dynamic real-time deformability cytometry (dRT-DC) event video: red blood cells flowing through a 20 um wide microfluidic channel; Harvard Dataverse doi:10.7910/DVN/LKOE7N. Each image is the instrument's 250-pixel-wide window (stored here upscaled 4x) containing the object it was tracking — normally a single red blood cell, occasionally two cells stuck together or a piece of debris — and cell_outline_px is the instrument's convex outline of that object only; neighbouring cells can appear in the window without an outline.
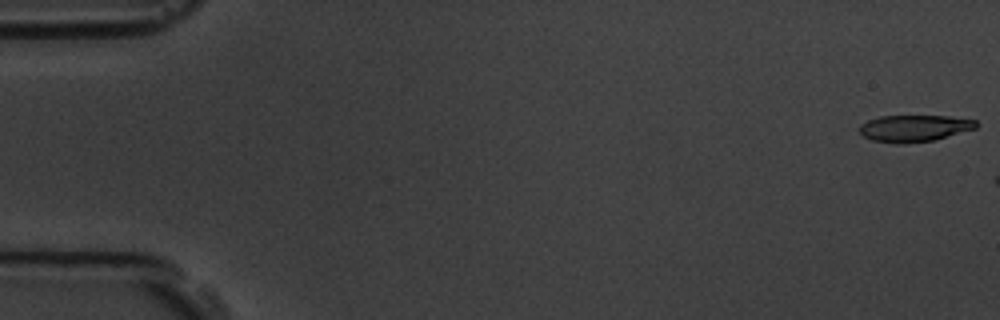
{"species": "common noctule bat (a hibernating species)", "species_latin": "Nyctalus noctula", "temperature_condition": "room temperature", "stored_images_in_passage": 3, "camera_frame_rate_fps": 3000, "um_per_image_px": 0.085, "animal": {"sex": "male", "body_mass_g": 19.5, "forearm_length_mm": 54.6}, "frame": {"image": 1, "passage_image": 1, "time_ms": 0.0, "image_size_px": [1000, 320], "cell_outline_px": [[976, 128], [932, 140], [904, 144], [896, 144], [872, 140], [864, 136], [860, 132], [860, 124], [868, 120], [880, 116], [948, 116], [976, 120]], "centroid_in_image_um": [77.67, 10.9], "position_along_channel_um": 7.3, "area_um2": 17.98}}